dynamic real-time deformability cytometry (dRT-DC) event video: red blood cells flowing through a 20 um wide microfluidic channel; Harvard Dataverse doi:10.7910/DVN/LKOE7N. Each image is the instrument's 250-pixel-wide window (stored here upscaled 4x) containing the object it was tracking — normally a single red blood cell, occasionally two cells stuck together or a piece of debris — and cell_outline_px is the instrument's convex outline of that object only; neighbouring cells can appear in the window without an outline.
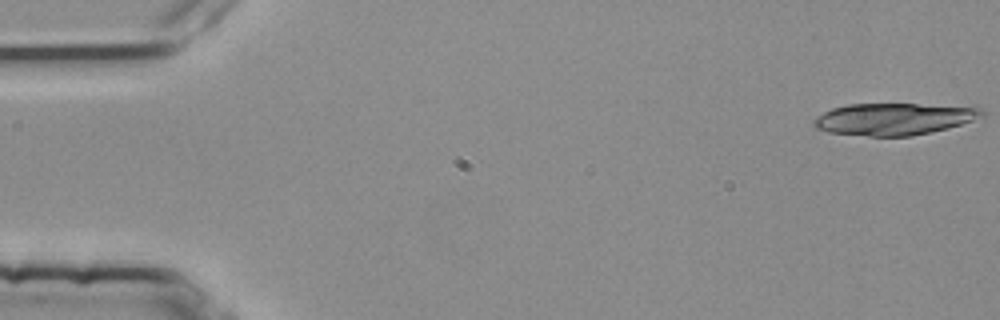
{"species": "common noctule bat (a hibernating species)", "species_latin": "Nyctalus noctula", "temperature_condition": "room temperature", "stored_images_in_passage": 18, "camera_frame_rate_fps": 3000, "um_per_image_px": 0.085, "animal": {"sex": "female", "body_mass_g": 25.1}, "frame": {"image": 1, "passage_image": 1, "time_ms": 0.0, "image_size_px": [1000, 320], "cell_outline_px": [[984, 116], [960, 124], [912, 136], [868, 136], [828, 132], [816, 128], [812, 124], [812, 120], [816, 116], [832, 108], [848, 104], [976, 104], [984, 108]], "centroid_in_image_um": [76.07, 10.08], "position_along_channel_um": 8.9, "area_um2": 31.85}}